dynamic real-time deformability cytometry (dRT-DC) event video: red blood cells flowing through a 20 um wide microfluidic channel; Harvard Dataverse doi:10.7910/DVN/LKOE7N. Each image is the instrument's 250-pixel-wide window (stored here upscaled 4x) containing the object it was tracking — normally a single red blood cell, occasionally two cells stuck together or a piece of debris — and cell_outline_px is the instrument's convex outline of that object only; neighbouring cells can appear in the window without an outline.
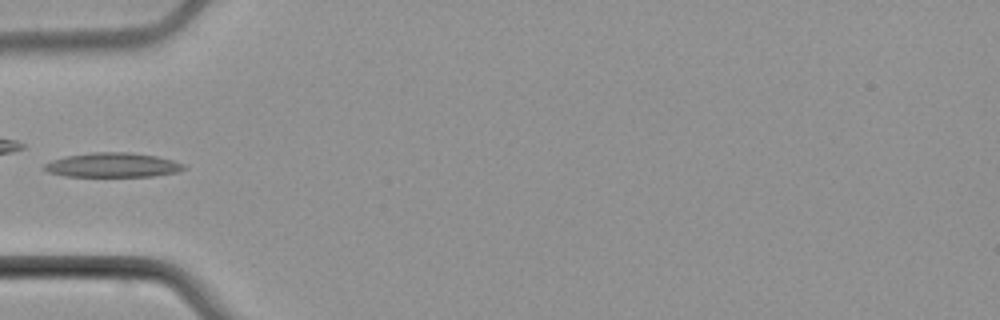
{"species": "common noctule bat (a hibernating species)", "species_latin": "Nyctalus noctula", "temperature_condition": "cold", "stored_images_in_passage": 6, "camera_frame_rate_fps": 3000, "um_per_image_px": 0.085, "animal": {"sex": "male", "body_mass_g": 21.5, "forearm_length_mm": 52.0}, "frame": {"image": 1, "passage_image": 6, "time_ms": 6.0, "image_size_px": [1000, 320], "cell_outline_px": [[188, 168], [176, 172], [152, 176], [64, 176], [48, 172], [40, 168], [44, 164], [52, 160], [64, 156], [92, 152], [132, 152], [156, 156], [172, 160], [184, 164]], "centroid_in_image_um": [9.54, 14.02], "position_along_channel_um": 75.5, "area_um2": 20.0}}